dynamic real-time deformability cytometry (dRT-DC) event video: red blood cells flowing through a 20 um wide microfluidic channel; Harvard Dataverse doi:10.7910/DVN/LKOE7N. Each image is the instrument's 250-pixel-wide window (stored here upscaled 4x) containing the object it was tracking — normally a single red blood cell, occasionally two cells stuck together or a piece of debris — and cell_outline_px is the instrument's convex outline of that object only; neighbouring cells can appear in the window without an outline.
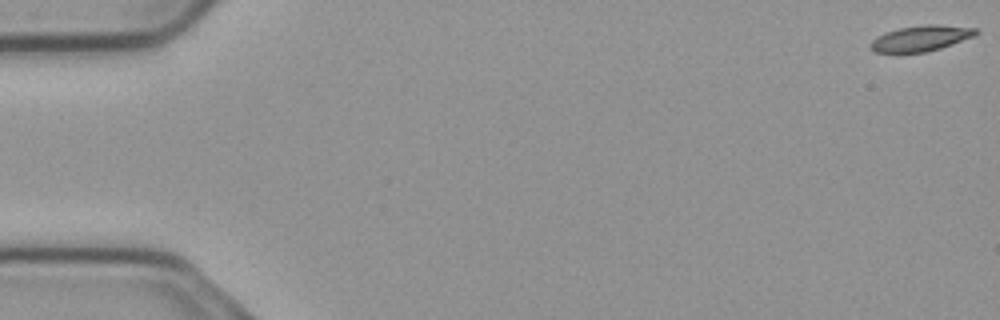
{"species": "common noctule bat (a hibernating species)", "species_latin": "Nyctalus noctula", "temperature_condition": "cold", "stored_images_in_passage": 10, "camera_frame_rate_fps": 3000, "um_per_image_px": 0.085, "animal": {"sex": "male", "body_mass_g": 23.1, "forearm_length_mm": 52.7}, "frame": {"image": 1, "passage_image": 1, "time_ms": 0.0, "image_size_px": [1000, 320], "cell_outline_px": [[980, 32], [976, 36], [928, 52], [872, 52], [868, 48], [868, 44], [876, 36], [884, 32], [900, 28], [924, 24], [936, 24], [980, 28]], "centroid_in_image_um": [78.28, 3.25], "position_along_channel_um": 6.7, "area_um2": 16.13}}